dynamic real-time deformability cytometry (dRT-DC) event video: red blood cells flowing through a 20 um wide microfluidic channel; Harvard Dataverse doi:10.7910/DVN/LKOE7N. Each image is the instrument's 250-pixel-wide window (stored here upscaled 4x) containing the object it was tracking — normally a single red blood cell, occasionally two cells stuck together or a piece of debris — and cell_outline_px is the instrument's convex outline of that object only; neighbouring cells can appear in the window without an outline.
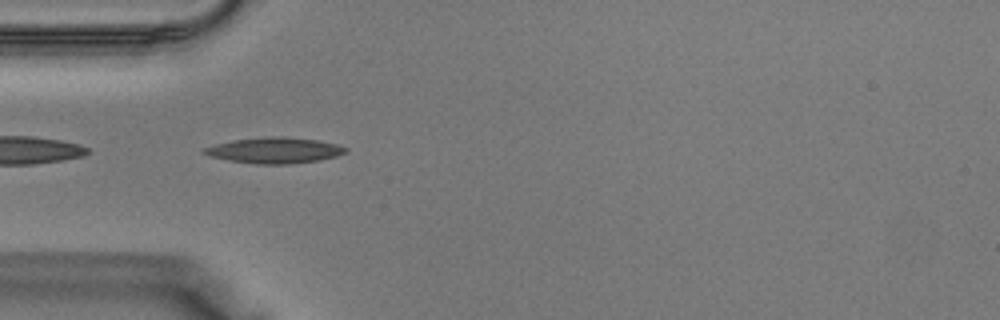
{"species": "Egyptian fruit bat (a non-hibernating species)", "species_latin": "Rousettus aegyptiacus", "temperature_condition": "warm", "stored_images_in_passage": 32, "camera_frame_rate_fps": 3000, "um_per_image_px": 0.085, "animal": {"sex": "male"}, "frame": {"image": 1, "passage_image": 5, "time_ms": 1.333, "image_size_px": [1000, 320], "cell_outline_px": [[348, 152], [336, 156], [320, 160], [288, 164], [256, 164], [228, 160], [212, 156], [200, 152], [200, 148], [232, 140], [264, 136], [288, 136], [316, 140], [336, 144], [348, 148]], "centroid_in_image_um": [23.32, 12.77], "position_along_channel_um": 61.7, "area_um2": 21.5}}
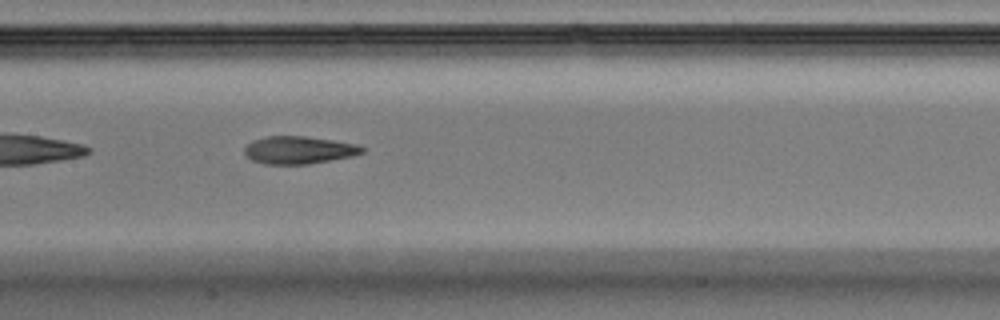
{"frame": {"image": 2, "passage_image": 12, "time_ms": 3.667, "image_size_px": [1000, 320], "cell_outline_px": [[364, 152], [352, 156], [308, 164], [264, 164], [252, 160], [244, 152], [244, 148], [252, 140], [268, 136], [304, 136], [332, 140], [356, 144], [364, 148]], "centroid_in_image_um": [25.38, 12.75], "position_along_channel_um": 182.0, "area_um2": 18.79}}
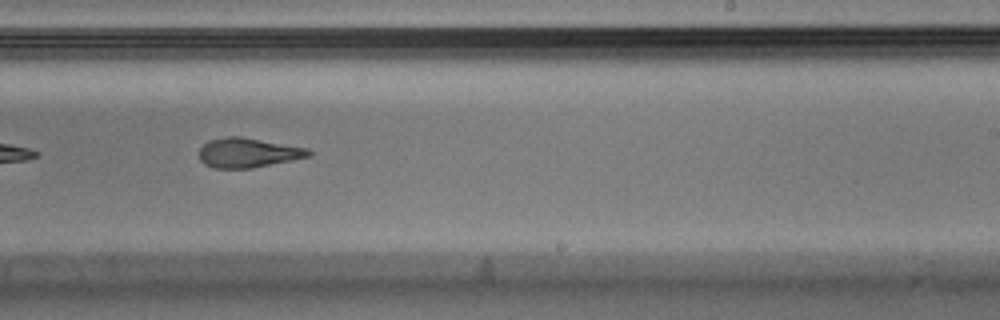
{"frame": {"image": 3, "passage_image": 17, "time_ms": 5.333, "image_size_px": [1000, 320], "cell_outline_px": [[312, 156], [252, 168], [216, 168], [204, 164], [200, 160], [200, 148], [208, 140], [224, 136], [240, 136], [308, 148], [312, 152]], "centroid_in_image_um": [21.09, 12.97], "position_along_channel_um": 267.9, "area_um2": 18.9}}